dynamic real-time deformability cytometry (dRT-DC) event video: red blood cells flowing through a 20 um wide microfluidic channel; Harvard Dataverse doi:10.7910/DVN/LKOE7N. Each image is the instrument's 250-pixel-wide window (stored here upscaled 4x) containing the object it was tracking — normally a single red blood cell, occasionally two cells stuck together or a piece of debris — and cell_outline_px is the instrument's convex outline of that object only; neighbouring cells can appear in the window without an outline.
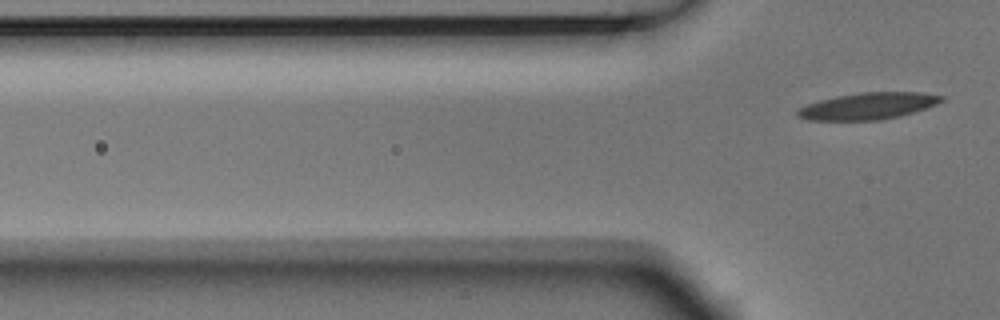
{"species": "Egyptian fruit bat (a non-hibernating species)", "species_latin": "Rousettus aegyptiacus", "temperature_condition": "room temperature", "stored_images_in_passage": 4, "camera_frame_rate_fps": 3000, "um_per_image_px": 0.085, "animal": {"sex": "male"}, "frame": {"image": 1, "passage_image": 4, "time_ms": 1.0, "image_size_px": [1000, 320], "cell_outline_px": [[944, 100], [936, 104], [900, 116], [880, 120], [808, 120], [796, 116], [796, 112], [800, 108], [808, 104], [820, 100], [836, 96], [864, 92], [920, 92], [944, 96]], "centroid_in_image_um": [73.78, 9.01], "position_along_channel_um": 52.0, "area_um2": 22.2}}